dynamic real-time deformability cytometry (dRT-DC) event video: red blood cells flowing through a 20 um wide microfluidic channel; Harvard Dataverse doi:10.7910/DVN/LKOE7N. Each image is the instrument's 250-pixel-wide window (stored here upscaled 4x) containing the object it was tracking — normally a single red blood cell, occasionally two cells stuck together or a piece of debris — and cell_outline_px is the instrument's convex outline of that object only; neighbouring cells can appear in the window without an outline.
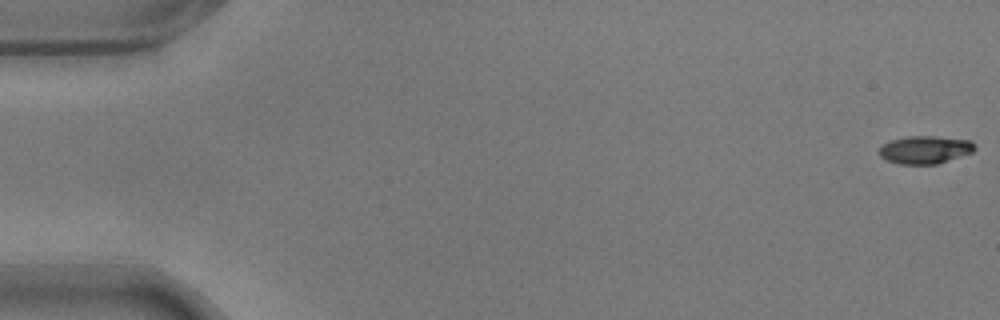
{"species": "common noctule bat (a hibernating species)", "species_latin": "Nyctalus noctula", "temperature_condition": "warm", "stored_images_in_passage": 53, "camera_frame_rate_fps": 3000, "um_per_image_px": 0.085, "animal": {"sex": "male", "body_mass_g": 17.9}, "frame": {"image": 1, "passage_image": 1, "time_ms": 0.0, "image_size_px": [1000, 320], "cell_outline_px": [[976, 148], [972, 152], [936, 164], [900, 164], [888, 160], [880, 156], [880, 148], [884, 144], [892, 140], [908, 136], [936, 136], [972, 140], [976, 144]], "centroid_in_image_um": [78.67, 12.71], "position_along_channel_um": 6.3, "area_um2": 15.37}}
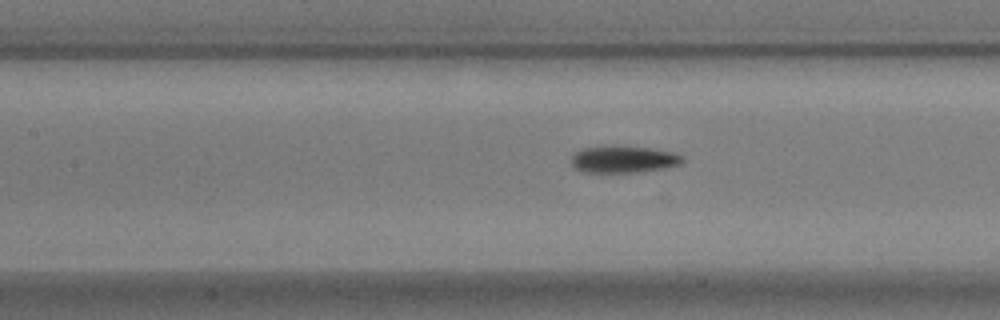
{"frame": {"image": 2, "passage_image": 26, "time_ms": 8.333, "image_size_px": [1000, 320], "cell_outline_px": [[684, 160], [680, 164], [660, 168], [636, 172], [580, 172], [572, 168], [572, 156], [580, 148], [612, 144], [620, 144], [652, 148], [672, 152], [684, 156]], "centroid_in_image_um": [52.93, 13.5], "position_along_channel_um": 154.5, "area_um2": 17.92}}
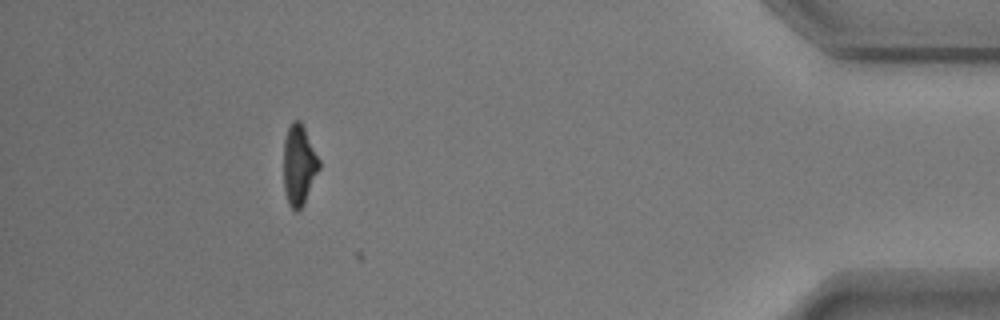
{"frame": {"image": 3, "passage_image": 52, "time_ms": 17.0, "image_size_px": [1000, 320], "cell_outline_px": [[320, 168], [304, 204], [296, 212], [288, 204], [284, 188], [284, 140], [288, 128], [292, 120], [300, 120], [320, 160]], "centroid_in_image_um": [25.41, 14.03], "position_along_channel_um": 409.8, "area_um2": 16.59}}